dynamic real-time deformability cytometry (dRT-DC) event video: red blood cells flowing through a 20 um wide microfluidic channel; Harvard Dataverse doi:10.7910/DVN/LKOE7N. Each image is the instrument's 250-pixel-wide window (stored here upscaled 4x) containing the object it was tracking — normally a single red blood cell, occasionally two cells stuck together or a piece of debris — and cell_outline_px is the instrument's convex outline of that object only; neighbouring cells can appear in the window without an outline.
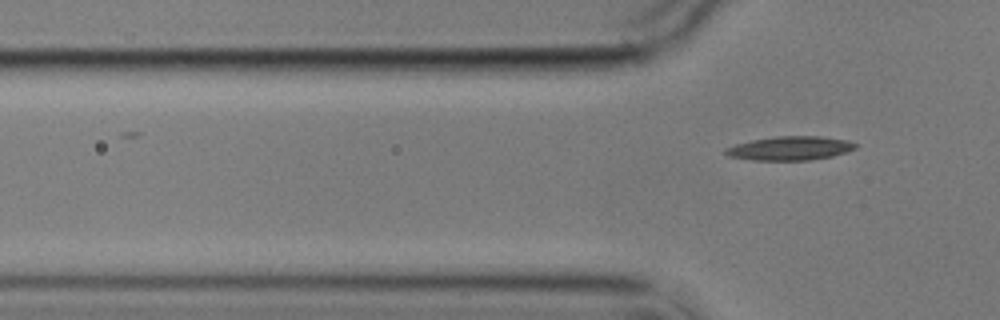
{"species": "common noctule bat (a hibernating species)", "species_latin": "Nyctalus noctula", "temperature_condition": "cold", "stored_images_in_passage": 2, "camera_frame_rate_fps": 3000, "um_per_image_px": 0.085, "animal": {"sex": "male", "body_mass_g": 17.9}, "frame": {"image": 1, "passage_image": 2, "time_ms": 1.333, "image_size_px": [1000, 320], "cell_outline_px": [[856, 148], [848, 152], [832, 156], [808, 160], [752, 160], [728, 156], [724, 152], [724, 148], [736, 144], [752, 140], [776, 136], [820, 136], [848, 140], [856, 144]], "centroid_in_image_um": [67.15, 12.6], "position_along_channel_um": 58.6, "area_um2": 18.09}}